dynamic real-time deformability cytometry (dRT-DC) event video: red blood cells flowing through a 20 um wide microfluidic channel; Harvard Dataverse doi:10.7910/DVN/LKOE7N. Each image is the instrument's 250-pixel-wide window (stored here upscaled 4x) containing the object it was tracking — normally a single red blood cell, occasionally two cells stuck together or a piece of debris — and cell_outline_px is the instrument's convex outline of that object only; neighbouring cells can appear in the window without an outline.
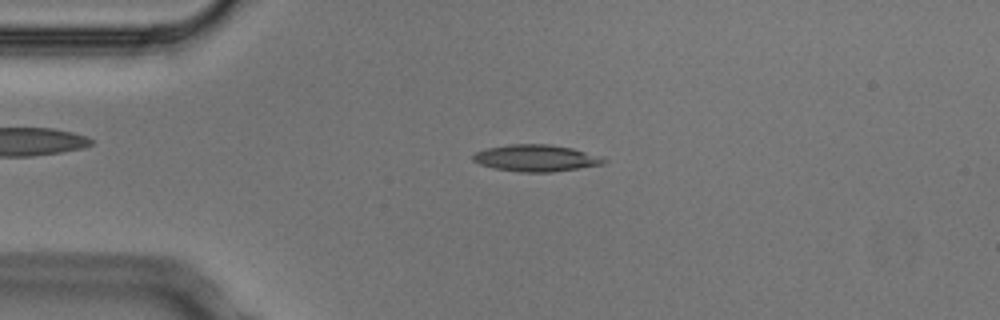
{"species": "Egyptian fruit bat (a non-hibernating species)", "species_latin": "Rousettus aegyptiacus", "temperature_condition": "cold", "stored_images_in_passage": 6, "camera_frame_rate_fps": 3000, "um_per_image_px": 0.085, "animal": {"sex": "male"}, "frame": {"image": 1, "passage_image": 3, "time_ms": 0.667, "image_size_px": [1000, 320], "cell_outline_px": [[608, 160], [604, 164], [552, 172], [520, 172], [492, 168], [480, 164], [472, 160], [472, 156], [476, 152], [488, 148], [512, 144], [548, 144], [572, 148], [600, 156]], "centroid_in_image_um": [45.56, 13.44], "position_along_channel_um": 39.4, "area_um2": 20.29}}
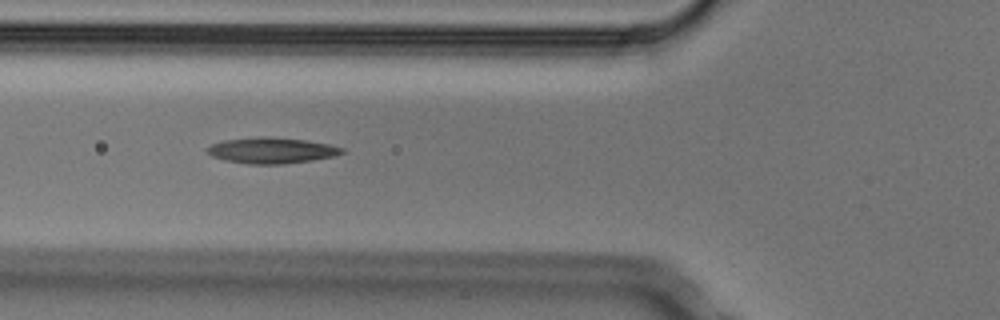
{"frame": {"image": 2, "passage_image": 5, "time_ms": 1.333, "image_size_px": [1000, 320], "cell_outline_px": [[344, 152], [332, 156], [312, 160], [280, 164], [248, 164], [224, 160], [212, 156], [208, 152], [208, 148], [212, 144], [224, 140], [256, 136], [268, 136], [308, 140], [328, 144], [344, 148]], "centroid_in_image_um": [23.08, 12.77], "position_along_channel_um": 102.7, "area_um2": 20.29}}
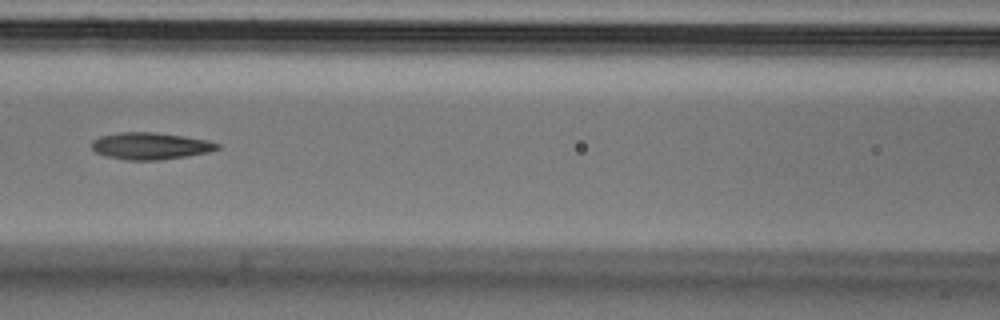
{"frame": {"image": 3, "passage_image": 6, "time_ms": 1.667, "image_size_px": [1000, 320], "cell_outline_px": [[220, 148], [208, 152], [188, 156], [160, 160], [124, 160], [108, 156], [96, 152], [92, 148], [92, 140], [100, 136], [120, 132], [152, 132], [184, 136], [208, 140], [220, 144]], "centroid_in_image_um": [12.8, 12.41], "position_along_channel_um": 153.8, "area_um2": 19.71}}